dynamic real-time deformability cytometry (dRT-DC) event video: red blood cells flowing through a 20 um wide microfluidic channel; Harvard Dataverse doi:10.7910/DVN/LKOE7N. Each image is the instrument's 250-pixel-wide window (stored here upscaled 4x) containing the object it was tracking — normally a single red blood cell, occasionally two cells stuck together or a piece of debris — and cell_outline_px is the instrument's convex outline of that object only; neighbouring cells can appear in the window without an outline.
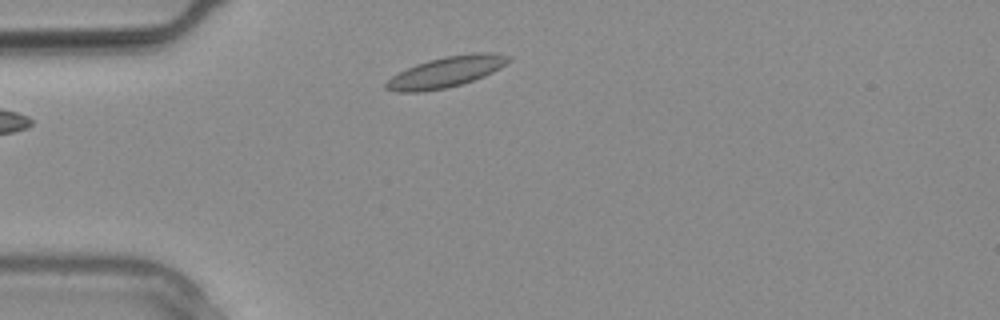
{"species": "common noctule bat (a hibernating species)", "species_latin": "Nyctalus noctula", "temperature_condition": "warm", "stored_images_in_passage": 4, "camera_frame_rate_fps": 3000, "um_per_image_px": 0.085, "animal": {"sex": "male", "body_mass_g": 20.4}, "frame": {"image": 1, "passage_image": 1, "time_ms": 0.0, "image_size_px": [1000, 320], "cell_outline_px": [[512, 60], [500, 68], [484, 76], [460, 84], [444, 88], [424, 92], [396, 92], [384, 88], [384, 84], [392, 76], [416, 64], [428, 60], [444, 56], [472, 52], [488, 52], [512, 56]], "centroid_in_image_um": [37.93, 6.1], "position_along_channel_um": 47.1, "area_um2": 21.96}}